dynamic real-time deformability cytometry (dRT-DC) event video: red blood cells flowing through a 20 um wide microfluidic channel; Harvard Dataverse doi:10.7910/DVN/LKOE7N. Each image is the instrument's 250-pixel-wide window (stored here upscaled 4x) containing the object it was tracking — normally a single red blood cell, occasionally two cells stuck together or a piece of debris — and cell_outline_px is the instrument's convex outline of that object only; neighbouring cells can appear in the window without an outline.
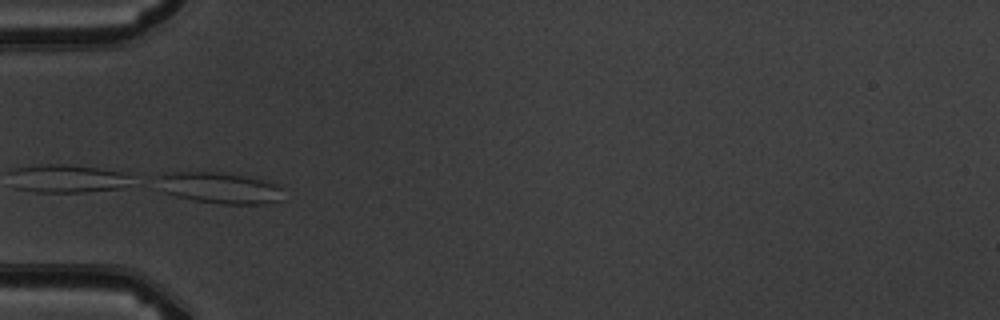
{"species": "common noctule bat (a hibernating species)", "species_latin": "Nyctalus noctula", "temperature_condition": "warm", "stored_images_in_passage": 5, "segment_of_instrument_passage": [2, 2], "camera_frame_rate_fps": 3000, "um_per_image_px": 0.085, "animal": {"sex": "male", "body_mass_g": 19.5, "forearm_length_mm": 54.6}, "frame": {"image": 1, "passage_image": 4, "time_ms": 3.333, "image_size_px": [1000, 320], "cell_outline_px": [[280, 200], [268, 204], [220, 204], [192, 200], [176, 196], [164, 192], [152, 176], [160, 172], [216, 172], [244, 176], [268, 180], [280, 184]], "centroid_in_image_um": [18.6, 15.96], "position_along_channel_um": 66.4, "area_um2": 23.29}}
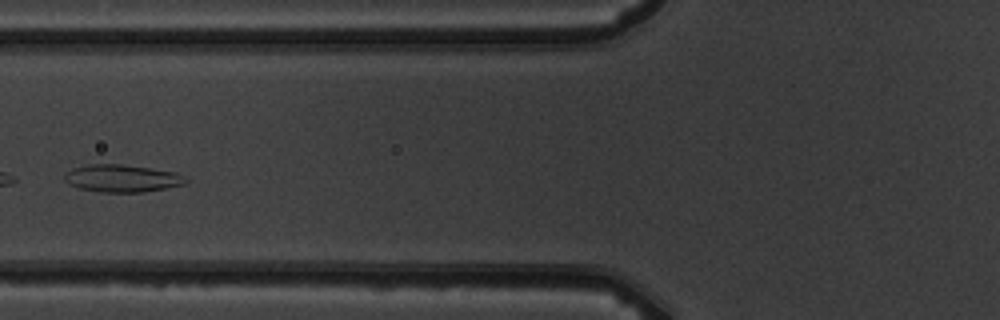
{"frame": {"image": 2, "passage_image": 5, "time_ms": 4.667, "image_size_px": [1000, 320], "cell_outline_px": [[188, 180], [184, 184], [144, 192], [100, 192], [80, 188], [68, 184], [64, 180], [64, 172], [72, 168], [88, 164], [120, 164], [176, 172], [184, 176]], "centroid_in_image_um": [10.32, 15.15], "position_along_channel_um": 115.5, "area_um2": 19.36}}